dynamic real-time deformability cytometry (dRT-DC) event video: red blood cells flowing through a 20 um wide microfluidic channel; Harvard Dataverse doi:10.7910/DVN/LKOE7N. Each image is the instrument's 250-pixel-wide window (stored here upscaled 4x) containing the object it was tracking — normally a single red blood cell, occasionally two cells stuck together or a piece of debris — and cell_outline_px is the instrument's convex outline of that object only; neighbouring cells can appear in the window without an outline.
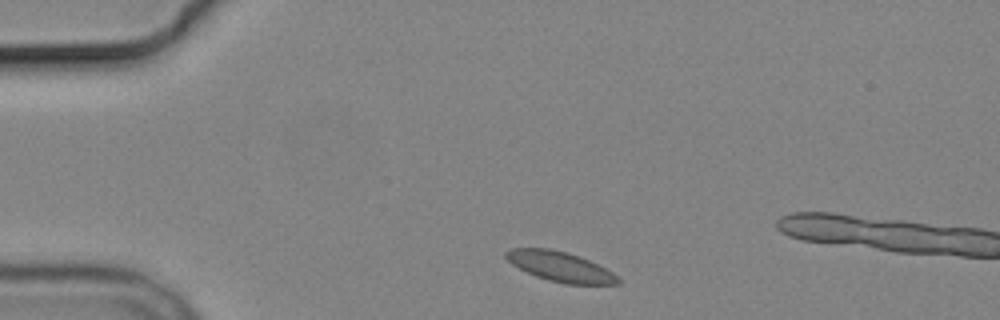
{"species": "common noctule bat (a hibernating species)", "species_latin": "Nyctalus noctula", "temperature_condition": "cold", "stored_images_in_passage": 3, "camera_frame_rate_fps": 3000, "um_per_image_px": 0.085, "animal": {"sex": "male", "body_mass_g": 19.2, "forearm_length_mm": 51.8}, "frame": {"image": 1, "passage_image": 1, "time_ms": 0.0, "image_size_px": [1000, 320], "cell_outline_px": [[620, 284], [564, 284], [548, 280], [536, 276], [512, 264], [504, 256], [504, 252], [512, 248], [548, 248], [568, 252], [580, 256], [612, 272], [620, 280]], "centroid_in_image_um": [47.6, 22.65], "position_along_channel_um": 37.4, "area_um2": 19.36}}